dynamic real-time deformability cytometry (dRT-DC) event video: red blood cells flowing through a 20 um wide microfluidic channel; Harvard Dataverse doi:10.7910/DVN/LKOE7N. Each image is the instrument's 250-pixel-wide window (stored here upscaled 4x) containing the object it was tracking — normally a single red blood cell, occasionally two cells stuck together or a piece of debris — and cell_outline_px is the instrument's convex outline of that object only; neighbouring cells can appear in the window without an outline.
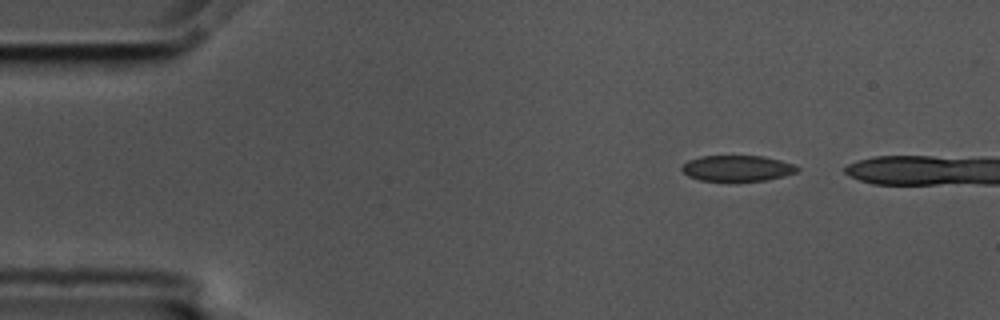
{"species": "common noctule bat (a hibernating species)", "species_latin": "Nyctalus noctula", "temperature_condition": "cold", "stored_images_in_passage": 5, "camera_frame_rate_fps": 3000, "um_per_image_px": 0.085, "animal": {"sex": "male", "body_mass_g": 17.5, "forearm_length_mm": 52.3}, "frame": {"image": 1, "passage_image": 1, "time_ms": 0.0, "image_size_px": [1000, 320], "cell_outline_px": [[800, 168], [796, 172], [784, 176], [768, 180], [728, 184], [724, 184], [700, 180], [688, 176], [680, 168], [688, 160], [700, 156], [764, 156], [796, 164]], "centroid_in_image_um": [62.66, 14.35], "position_along_channel_um": 22.3, "area_um2": 18.32}}